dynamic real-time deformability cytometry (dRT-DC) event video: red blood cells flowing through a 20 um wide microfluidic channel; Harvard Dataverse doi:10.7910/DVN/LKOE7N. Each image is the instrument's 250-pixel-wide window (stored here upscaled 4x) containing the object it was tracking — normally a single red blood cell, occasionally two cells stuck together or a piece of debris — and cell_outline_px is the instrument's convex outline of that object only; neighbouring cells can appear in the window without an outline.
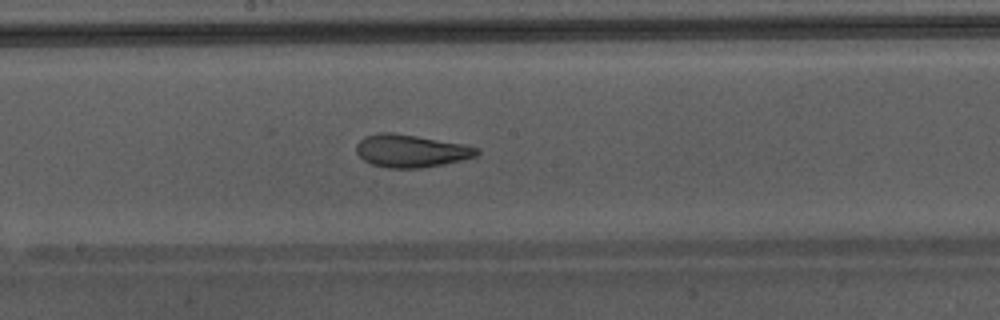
{"species": "Egyptian fruit bat (a non-hibernating species)", "species_latin": "Rousettus aegyptiacus", "temperature_condition": "warm", "stored_images_in_passage": 47, "camera_frame_rate_fps": 3000, "um_per_image_px": 0.085, "animal": {"sex": "male"}, "frame": {"image": 1, "passage_image": 27, "time_ms": 8.667, "image_size_px": [1000, 320], "cell_outline_px": [[480, 152], [476, 156], [444, 164], [420, 168], [388, 168], [372, 164], [364, 160], [356, 152], [356, 144], [364, 136], [376, 132], [392, 132], [464, 144], [480, 148]], "centroid_in_image_um": [34.91, 12.82], "position_along_channel_um": 213.3, "area_um2": 23.0}, "authors_computed_cell_mechanics": {"area_um2": 26.3568, "velocity_mm_per_s": 4.3803, "shape_relaxation_time_tau1_ms": 7.8713, "shape_relaxation_time_tau2_ms": 1.3354, "deformation_change_tau1": 0.2542, "deformation_change_tau2": 0.0808}}